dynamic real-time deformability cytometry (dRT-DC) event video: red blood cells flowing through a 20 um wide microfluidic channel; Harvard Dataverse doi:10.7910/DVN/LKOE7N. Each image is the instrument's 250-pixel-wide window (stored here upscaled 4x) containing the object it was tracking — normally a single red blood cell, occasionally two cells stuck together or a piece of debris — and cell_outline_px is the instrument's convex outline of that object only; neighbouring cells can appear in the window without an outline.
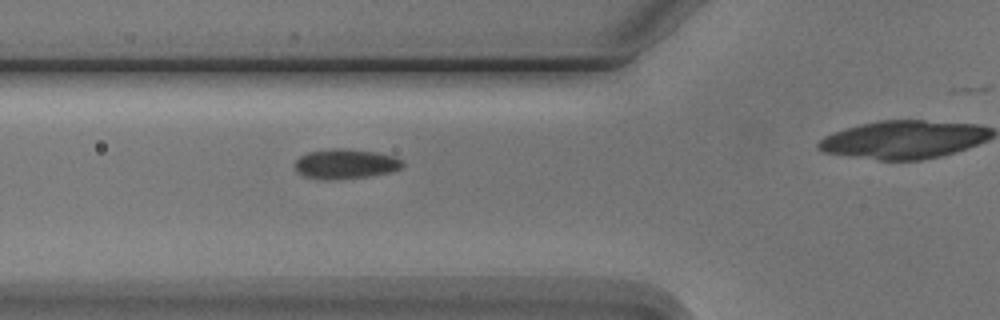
{"species": "Egyptian fruit bat (a non-hibernating species)", "species_latin": "Rousettus aegyptiacus", "temperature_condition": "cold", "stored_images_in_passage": 6, "camera_frame_rate_fps": 3000, "um_per_image_px": 0.085, "animal": {"sex": "male"}, "frame": {"image": 1, "passage_image": 5, "time_ms": 4.667, "image_size_px": [1000, 320], "cell_outline_px": [[404, 164], [400, 168], [392, 172], [368, 176], [336, 180], [324, 180], [304, 176], [296, 172], [292, 164], [300, 156], [308, 152], [332, 148], [344, 148], [376, 152], [396, 156], [404, 160]], "centroid_in_image_um": [29.35, 13.93], "position_along_channel_um": 96.4, "area_um2": 19.13}}